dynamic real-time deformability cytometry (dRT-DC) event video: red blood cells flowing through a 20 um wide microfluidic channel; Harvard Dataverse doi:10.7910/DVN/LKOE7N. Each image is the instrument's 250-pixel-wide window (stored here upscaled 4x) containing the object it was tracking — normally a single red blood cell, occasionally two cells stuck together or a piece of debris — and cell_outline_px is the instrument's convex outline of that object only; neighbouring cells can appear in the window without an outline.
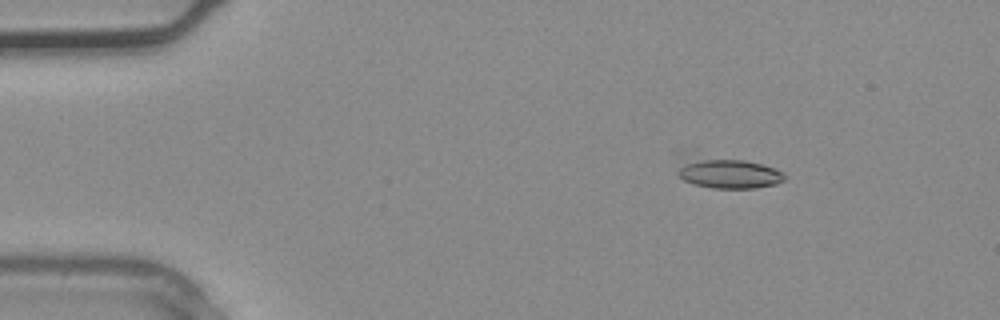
{"species": "common noctule bat (a hibernating species)", "species_latin": "Nyctalus noctula", "temperature_condition": "warm", "stored_images_in_passage": 2, "camera_frame_rate_fps": 3000, "um_per_image_px": 0.085, "animal": {"sex": "male", "body_mass_g": 20.4}, "frame": {"image": 1, "passage_image": 1, "time_ms": 0.0, "image_size_px": [1000, 320], "cell_outline_px": [[788, 176], [784, 180], [776, 184], [756, 188], [712, 188], [692, 184], [684, 180], [676, 172], [684, 164], [704, 160], [744, 160], [760, 164], [784, 172]], "centroid_in_image_um": [62.07, 14.81], "position_along_channel_um": 22.9, "area_um2": 17.63}}